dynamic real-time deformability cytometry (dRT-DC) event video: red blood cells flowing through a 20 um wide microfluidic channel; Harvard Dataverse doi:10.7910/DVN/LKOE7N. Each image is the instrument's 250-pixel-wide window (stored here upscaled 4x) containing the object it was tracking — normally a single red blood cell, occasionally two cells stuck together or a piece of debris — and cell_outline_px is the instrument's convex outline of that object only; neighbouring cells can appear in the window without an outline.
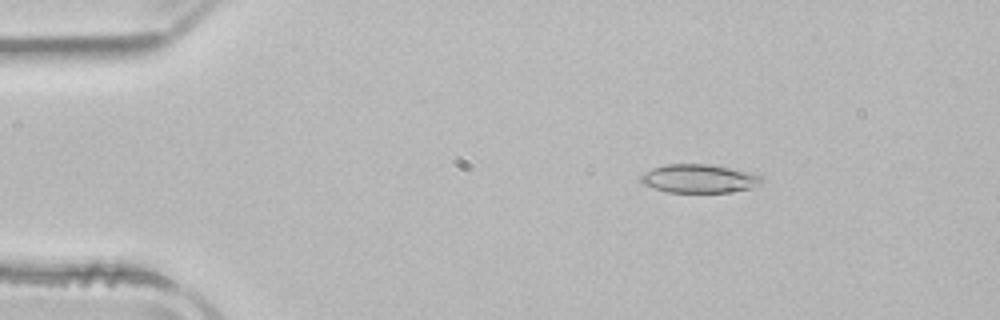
{"species": "common noctule bat (a hibernating species)", "species_latin": "Nyctalus noctula", "temperature_condition": "room temperature", "stored_images_in_passage": 49, "camera_frame_rate_fps": 3000, "um_per_image_px": 0.085, "animal": {"sex": "male", "body_mass_g": 21.5, "forearm_length_mm": 52.0}, "frame": {"image": 1, "passage_image": 6, "time_ms": 1.667, "image_size_px": [1000, 320], "cell_outline_px": [[764, 184], [732, 192], [668, 192], [644, 184], [640, 180], [640, 176], [644, 172], [652, 168], [664, 164], [712, 164], [760, 176], [764, 180]], "centroid_in_image_um": [59.4, 15.18], "position_along_channel_um": 25.6, "area_um2": 19.88}}
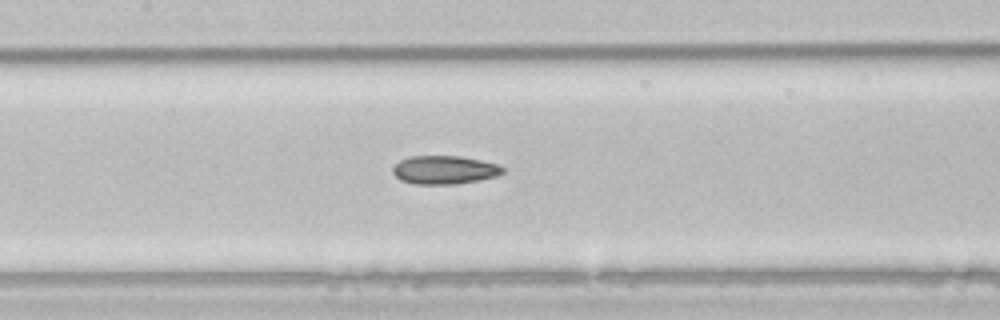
{"frame": {"image": 2, "passage_image": 22, "time_ms": 7.0, "image_size_px": [1000, 320], "cell_outline_px": [[504, 172], [496, 176], [456, 184], [416, 184], [400, 180], [392, 172], [392, 168], [400, 160], [412, 156], [460, 156], [480, 160], [496, 164], [504, 168]], "centroid_in_image_um": [37.75, 14.44], "position_along_channel_um": 169.6, "area_um2": 18.03}}
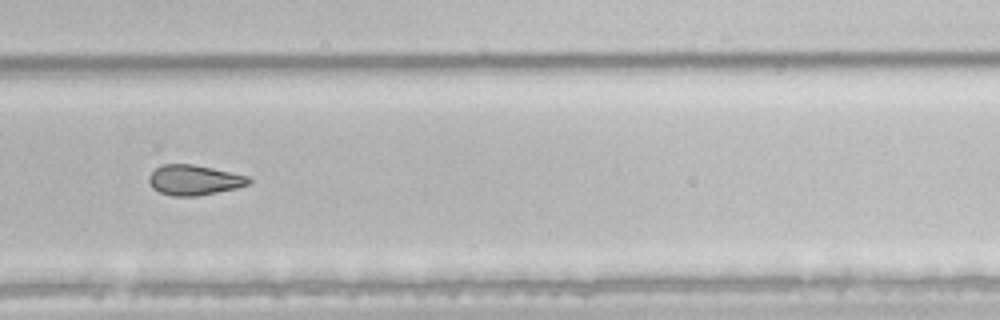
{"frame": {"image": 3, "passage_image": 33, "time_ms": 10.667, "image_size_px": [1000, 320], "cell_outline_px": [[252, 180], [248, 184], [236, 188], [196, 196], [172, 196], [160, 192], [152, 188], [148, 180], [148, 176], [156, 168], [164, 164], [192, 164], [212, 168], [248, 176]], "centroid_in_image_um": [16.48, 15.3], "position_along_channel_um": 313.3, "area_um2": 17.4}, "authors_computed_cell_mechanics": {"area_um2": 19.652, "velocity_mm_per_s": 3.9381, "shape_relaxation_time_tau1_ms": null, "shape_relaxation_time_tau2_ms": 4.677, "deformation_change_tau1": null, "deformation_change_tau2": 0.1119}}